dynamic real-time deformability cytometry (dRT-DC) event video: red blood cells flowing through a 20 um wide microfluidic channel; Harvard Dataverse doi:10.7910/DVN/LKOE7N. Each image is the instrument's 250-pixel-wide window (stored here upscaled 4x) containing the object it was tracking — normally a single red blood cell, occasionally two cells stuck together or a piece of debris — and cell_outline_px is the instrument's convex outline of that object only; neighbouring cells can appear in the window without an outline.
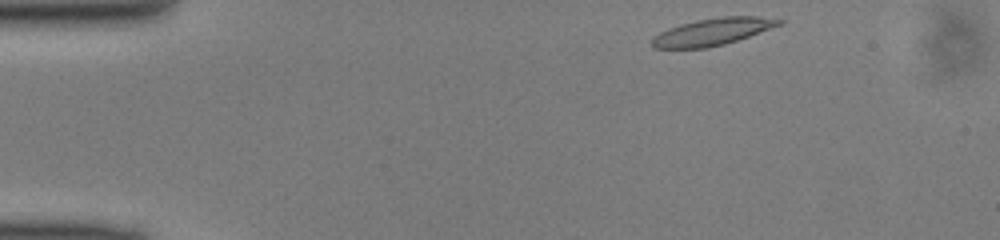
{"species": "common noctule bat (a hibernating species)", "species_latin": "Nyctalus noctula", "temperature_condition": "cold", "stored_images_in_passage": 43, "camera_frame_rate_fps": 3000, "um_per_image_px": 0.085, "animal": {"sex": "male", "body_mass_g": 13.0, "forearm_length_mm": 53.1}, "frame": {"image": 1, "passage_image": 1, "time_ms": 0.0, "image_size_px": [1000, 240], "cell_outline_px": [[784, 24], [724, 44], [708, 48], [652, 48], [652, 40], [660, 32], [668, 28], [680, 24], [696, 20], [724, 16], [756, 16], [784, 20]], "centroid_in_image_um": [60.59, 2.69], "position_along_channel_um": 24.4, "area_um2": 19.88}}
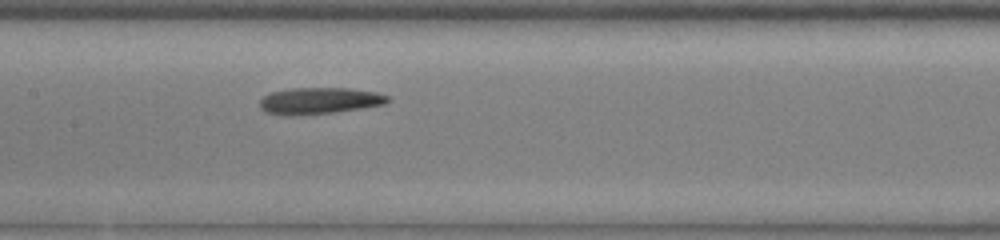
{"frame": {"image": 2, "passage_image": 18, "time_ms": 5.667, "image_size_px": [1000, 240], "cell_outline_px": [[392, 100], [384, 104], [364, 108], [336, 112], [288, 116], [264, 112], [260, 108], [260, 100], [264, 96], [272, 92], [292, 88], [348, 88], [376, 92], [388, 96]], "centroid_in_image_um": [27.16, 8.57], "position_along_channel_um": 180.2, "area_um2": 19.88}}
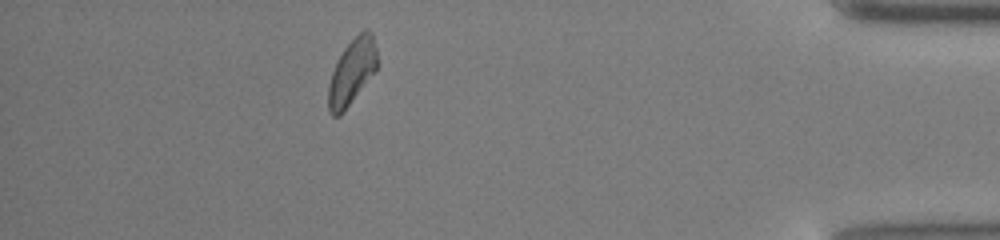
{"frame": {"image": 3, "passage_image": 38, "time_ms": 12.333, "image_size_px": [1000, 240], "cell_outline_px": [[380, 64], [344, 112], [340, 116], [332, 116], [328, 112], [328, 84], [332, 72], [344, 48], [364, 28], [368, 28], [372, 32]], "centroid_in_image_um": [29.93, 6.11], "position_along_channel_um": 405.3, "area_um2": 18.79}}